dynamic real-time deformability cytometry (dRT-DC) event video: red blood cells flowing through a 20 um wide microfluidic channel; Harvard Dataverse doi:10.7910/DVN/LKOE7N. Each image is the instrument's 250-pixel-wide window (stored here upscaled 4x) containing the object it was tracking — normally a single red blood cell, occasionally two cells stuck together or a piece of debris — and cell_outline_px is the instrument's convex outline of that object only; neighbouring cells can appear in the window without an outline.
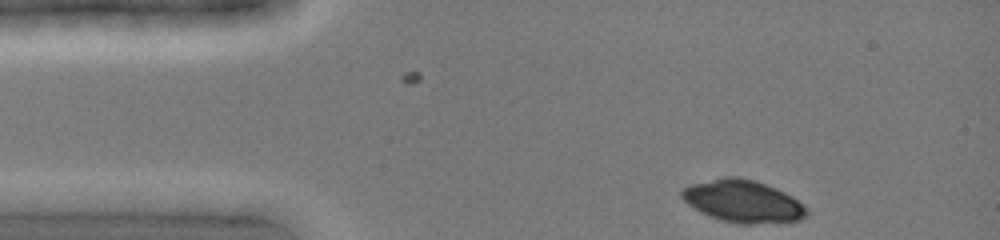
{"species": "common noctule bat (a hibernating species)", "species_latin": "Nyctalus noctula", "temperature_condition": "cold", "stored_images_in_passage": 3, "camera_frame_rate_fps": 3000, "um_per_image_px": 0.085, "animal": {"sex": "female", "body_mass_g": 19.0, "forearm_length_mm": 51.5}, "frame": {"image": 1, "passage_image": 3, "time_ms": 0.667, "image_size_px": [1000, 240], "cell_outline_px": [[808, 216], [800, 220], [752, 224], [736, 224], [720, 220], [708, 216], [700, 212], [688, 204], [680, 196], [680, 192], [688, 184], [724, 176], [736, 176], [756, 180], [776, 188], [792, 196], [808, 208]], "centroid_in_image_um": [63.14, 17.1], "position_along_channel_um": 21.9, "area_um2": 31.21}}